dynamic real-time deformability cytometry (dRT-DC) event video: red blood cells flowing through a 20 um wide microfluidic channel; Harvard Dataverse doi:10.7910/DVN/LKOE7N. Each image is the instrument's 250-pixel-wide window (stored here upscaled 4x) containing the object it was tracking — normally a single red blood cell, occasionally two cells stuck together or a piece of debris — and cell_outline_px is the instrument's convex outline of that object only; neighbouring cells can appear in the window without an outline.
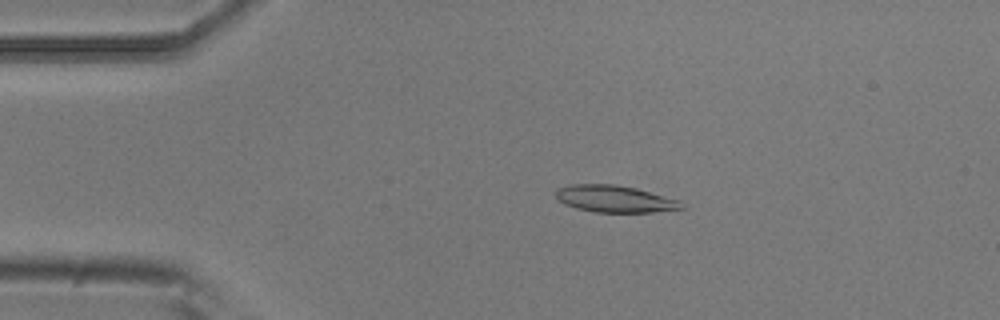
{"species": "common noctule bat (a hibernating species)", "species_latin": "Nyctalus noctula", "temperature_condition": "room temperature", "stored_images_in_passage": 4, "camera_frame_rate_fps": 3000, "um_per_image_px": 0.085, "animal": {"sex": "male", "body_mass_g": 20.5, "forearm_length_mm": 52.5}, "frame": {"image": 1, "passage_image": 3, "time_ms": 0.667, "image_size_px": [1000, 320], "cell_outline_px": [[684, 208], [652, 212], [596, 212], [576, 208], [564, 204], [556, 196], [556, 188], [568, 184], [616, 184], [636, 188], [680, 200]], "centroid_in_image_um": [52.23, 16.89], "position_along_channel_um": 32.8, "area_um2": 19.71}}